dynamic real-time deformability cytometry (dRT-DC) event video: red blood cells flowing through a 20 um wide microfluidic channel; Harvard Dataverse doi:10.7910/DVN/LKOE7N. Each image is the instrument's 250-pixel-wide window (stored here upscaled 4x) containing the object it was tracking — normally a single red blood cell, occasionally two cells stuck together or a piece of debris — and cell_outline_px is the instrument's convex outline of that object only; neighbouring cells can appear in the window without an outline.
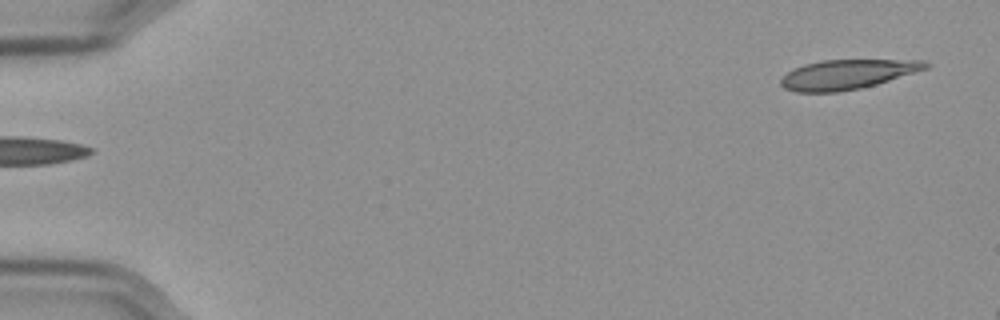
{"species": "Egyptian fruit bat (a non-hibernating species)", "species_latin": "Rousettus aegyptiacus", "temperature_condition": "cold", "stored_images_in_passage": 11, "camera_frame_rate_fps": 3000, "um_per_image_px": 0.085, "frame": {"image": 1, "passage_image": 1, "time_ms": 0.0, "image_size_px": [1000, 320], "cell_outline_px": [[932, 64], [928, 68], [876, 84], [860, 88], [836, 92], [796, 92], [784, 88], [780, 84], [780, 80], [792, 68], [804, 64], [820, 60], [924, 60]], "centroid_in_image_um": [72.0, 6.31], "position_along_channel_um": 13.0, "area_um2": 24.91}}